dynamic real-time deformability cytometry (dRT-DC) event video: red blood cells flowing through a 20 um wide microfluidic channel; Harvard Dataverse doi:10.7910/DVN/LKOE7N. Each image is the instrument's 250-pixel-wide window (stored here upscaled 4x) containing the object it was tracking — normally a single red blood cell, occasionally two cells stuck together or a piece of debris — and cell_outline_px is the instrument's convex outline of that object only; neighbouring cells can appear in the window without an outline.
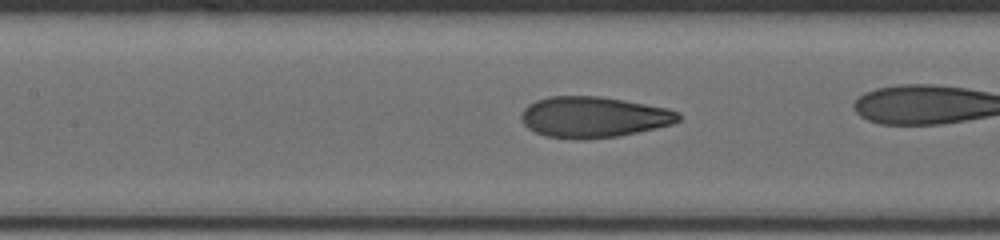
{"species": "human", "species_latin": "Homo sapiens", "temperature_condition": "cold", "stored_images_in_passage": 27, "camera_frame_rate_fps": 3000, "um_per_image_px": 0.085, "donor": {"sex": "male"}, "frame": {"image": 1, "passage_image": 8, "time_ms": 2.333, "image_size_px": [1000, 240], "cell_outline_px": [[680, 120], [672, 124], [656, 128], [616, 136], [588, 140], [584, 140], [548, 136], [536, 132], [528, 128], [520, 120], [520, 116], [524, 108], [528, 104], [536, 100], [548, 96], [600, 96], [624, 100], [668, 108], [680, 112]], "centroid_in_image_um": [50.44, 9.94], "position_along_channel_um": 157.0, "area_um2": 37.57}}